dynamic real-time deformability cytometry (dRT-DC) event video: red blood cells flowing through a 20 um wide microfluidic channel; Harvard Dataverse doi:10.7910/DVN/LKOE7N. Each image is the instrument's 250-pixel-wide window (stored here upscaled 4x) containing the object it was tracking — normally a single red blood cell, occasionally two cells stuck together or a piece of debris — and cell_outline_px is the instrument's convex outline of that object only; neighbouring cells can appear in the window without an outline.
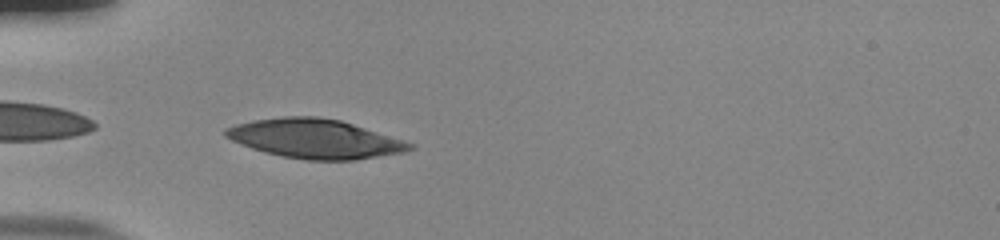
{"species": "human", "species_latin": "Homo sapiens", "temperature_condition": "room temperature", "stored_images_in_passage": 34, "camera_frame_rate_fps": 3000, "um_per_image_px": 0.085, "donor": {"sex": "male"}, "frame": {"image": 1, "passage_image": 1, "time_ms": 0.0, "image_size_px": [1000, 240], "cell_outline_px": [[416, 148], [404, 152], [356, 160], [304, 160], [280, 156], [264, 152], [240, 144], [224, 136], [224, 128], [236, 124], [252, 120], [284, 116], [316, 116], [340, 120], [404, 140], [416, 144]], "centroid_in_image_um": [26.77, 11.79], "position_along_channel_um": 58.2, "area_um2": 42.25}}
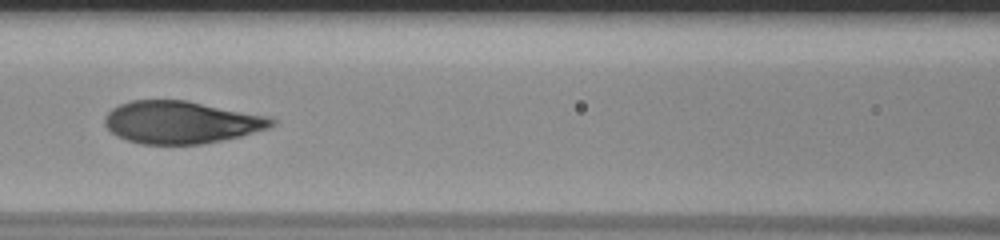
{"frame": {"image": 2, "passage_image": 9, "time_ms": 2.667, "image_size_px": [1000, 240], "cell_outline_px": [[276, 124], [272, 128], [240, 136], [204, 144], [140, 144], [116, 136], [104, 124], [104, 116], [112, 108], [120, 104], [132, 100], [188, 100], [264, 116], [276, 120]], "centroid_in_image_um": [15.38, 10.4], "position_along_channel_um": 151.2, "area_um2": 41.27}}
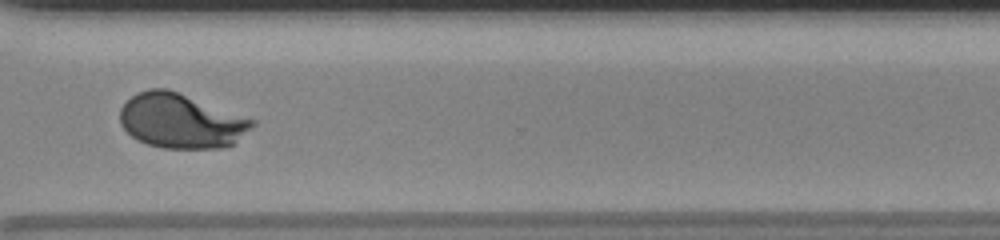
{"frame": {"image": 3, "passage_image": 25, "time_ms": 8.0, "image_size_px": [1000, 240], "cell_outline_px": [[256, 124], [252, 128], [232, 144], [220, 148], [164, 148], [148, 144], [132, 136], [120, 124], [120, 108], [136, 92], [148, 88], [168, 88], [256, 120]], "centroid_in_image_um": [15.38, 10.26], "position_along_channel_um": 355.2, "area_um2": 41.96}, "authors_computed_cell_mechanics": {"area_um2": 42.2807, "velocity_mm_per_s": 3.8318, "shape_relaxation_time_tau1_ms": 4.7755, "shape_relaxation_time_tau2_ms": null, "deformation_change_tau1": 0.2407, "deformation_change_tau2": null}}